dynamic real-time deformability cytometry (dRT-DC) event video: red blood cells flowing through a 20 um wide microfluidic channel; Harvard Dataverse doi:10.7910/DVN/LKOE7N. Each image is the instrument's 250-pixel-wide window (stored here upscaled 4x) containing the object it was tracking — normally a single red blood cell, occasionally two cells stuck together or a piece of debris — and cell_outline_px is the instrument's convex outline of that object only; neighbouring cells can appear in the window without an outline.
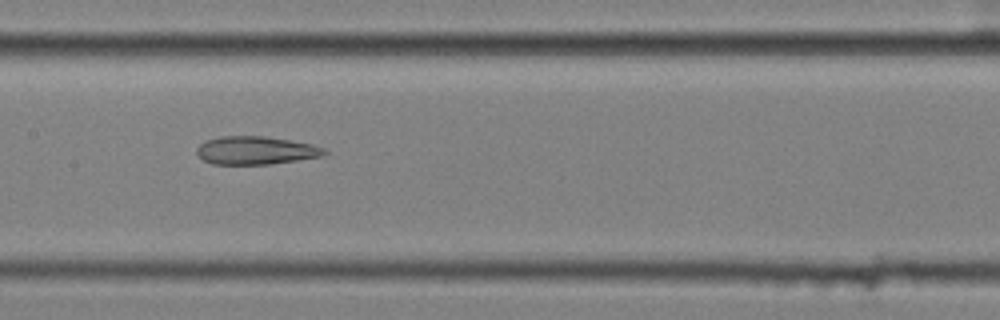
{"species": "common noctule bat (a hibernating species)", "species_latin": "Nyctalus noctula", "temperature_condition": "cold", "stored_images_in_passage": 9, "camera_frame_rate_fps": 3000, "um_per_image_px": 0.085, "animal": {"sex": "female", "body_mass_g": 25.1}, "frame": {"image": 1, "passage_image": 6, "time_ms": 1.667, "image_size_px": [1000, 320], "cell_outline_px": [[328, 152], [324, 156], [268, 164], [212, 164], [204, 160], [196, 152], [196, 148], [204, 140], [220, 136], [264, 136], [312, 144], [324, 148]], "centroid_in_image_um": [21.72, 12.78], "position_along_channel_um": 185.7, "area_um2": 20.87}}
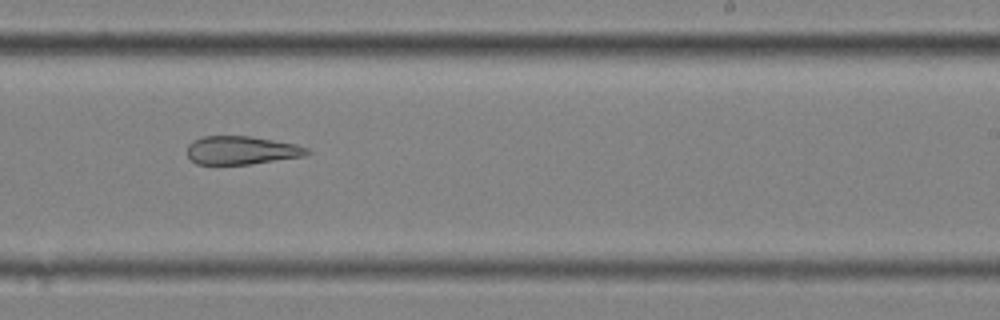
{"frame": {"image": 2, "passage_image": 8, "time_ms": 2.333, "image_size_px": [1000, 320], "cell_outline_px": [[312, 152], [304, 156], [252, 164], [196, 164], [188, 156], [188, 144], [192, 140], [204, 136], [248, 136], [296, 144], [308, 148]], "centroid_in_image_um": [20.53, 12.77], "position_along_channel_um": 268.5, "area_um2": 19.77}}
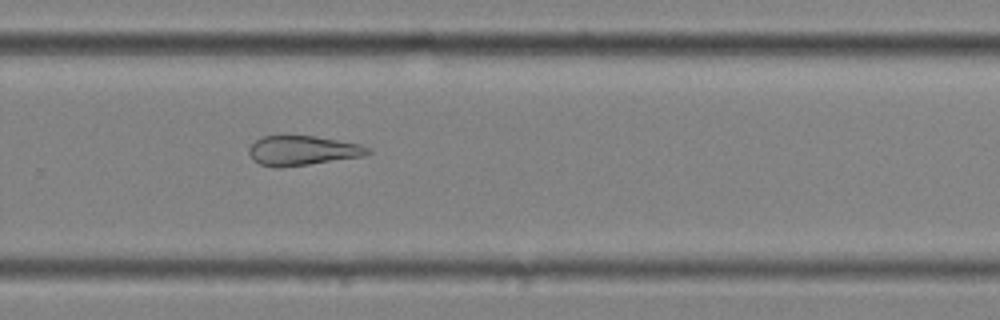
{"frame": {"image": 3, "passage_image": 9, "time_ms": 2.667, "image_size_px": [1000, 320], "cell_outline_px": [[372, 152], [364, 156], [280, 168], [276, 168], [260, 164], [252, 160], [248, 152], [248, 148], [256, 140], [264, 136], [284, 132], [316, 136], [360, 144], [368, 148]], "centroid_in_image_um": [25.65, 12.75], "position_along_channel_um": 304.2, "area_um2": 21.21}}